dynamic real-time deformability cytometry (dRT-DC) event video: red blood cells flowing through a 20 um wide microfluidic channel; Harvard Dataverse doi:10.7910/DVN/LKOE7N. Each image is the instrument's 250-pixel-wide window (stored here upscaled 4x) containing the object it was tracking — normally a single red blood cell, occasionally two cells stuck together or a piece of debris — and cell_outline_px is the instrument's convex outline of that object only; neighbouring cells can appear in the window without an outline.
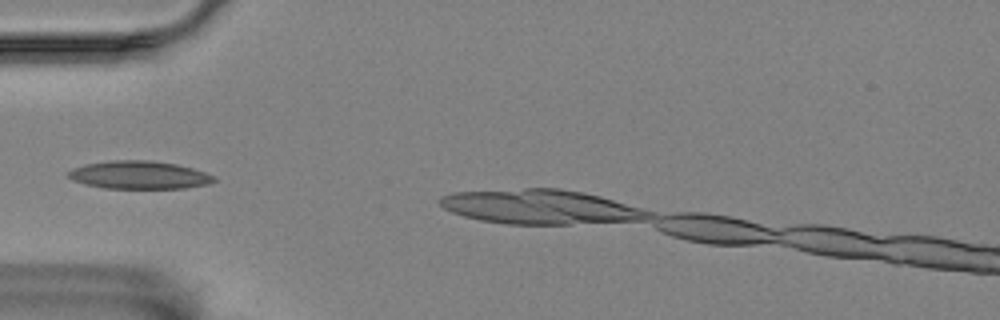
{"species": "Egyptian fruit bat (a non-hibernating species)", "species_latin": "Rousettus aegyptiacus", "temperature_condition": "room temperature", "stored_images_in_passage": 5, "camera_frame_rate_fps": 3000, "um_per_image_px": 0.085, "animal": {"sex": "female"}, "frame": {"image": 1, "passage_image": 3, "time_ms": 2.333, "image_size_px": [1000, 320], "cell_outline_px": [[216, 180], [208, 184], [184, 188], [104, 188], [84, 184], [72, 180], [64, 172], [72, 168], [84, 164], [112, 160], [152, 160], [176, 164], [192, 168], [216, 176]], "centroid_in_image_um": [11.79, 14.87], "position_along_channel_um": 73.2, "area_um2": 23.93}}